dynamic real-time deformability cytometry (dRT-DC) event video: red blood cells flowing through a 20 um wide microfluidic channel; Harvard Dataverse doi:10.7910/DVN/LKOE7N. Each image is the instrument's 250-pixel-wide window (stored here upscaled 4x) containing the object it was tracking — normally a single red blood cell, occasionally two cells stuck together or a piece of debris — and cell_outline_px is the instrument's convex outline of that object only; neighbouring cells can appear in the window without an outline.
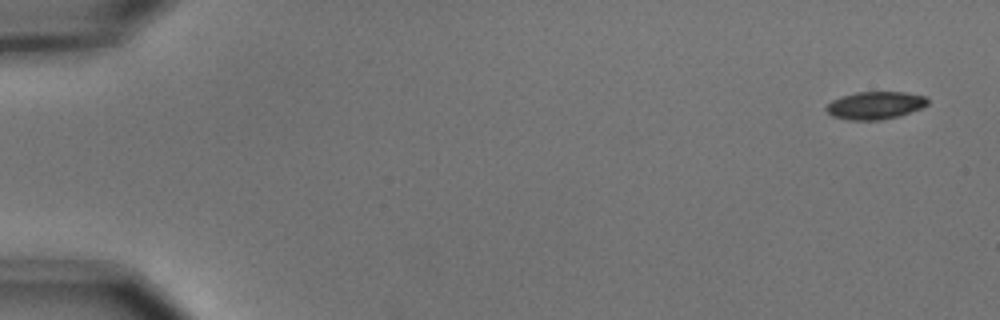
{"species": "common noctule bat (a hibernating species)", "species_latin": "Nyctalus noctula", "temperature_condition": "cold", "stored_images_in_passage": 6, "segment_of_instrument_passage": [1, 2], "camera_frame_rate_fps": 3000, "um_per_image_px": 0.085, "animal": {"sex": "male", "body_mass_g": 15.6}, "frame": {"image": 1, "passage_image": 1, "time_ms": 0.0, "image_size_px": [1000, 320], "cell_outline_px": [[928, 104], [920, 108], [896, 116], [880, 120], [848, 120], [832, 116], [824, 108], [832, 100], [856, 92], [904, 92], [928, 96]], "centroid_in_image_um": [74.38, 8.95], "position_along_channel_um": 10.6, "area_um2": 16.18}}
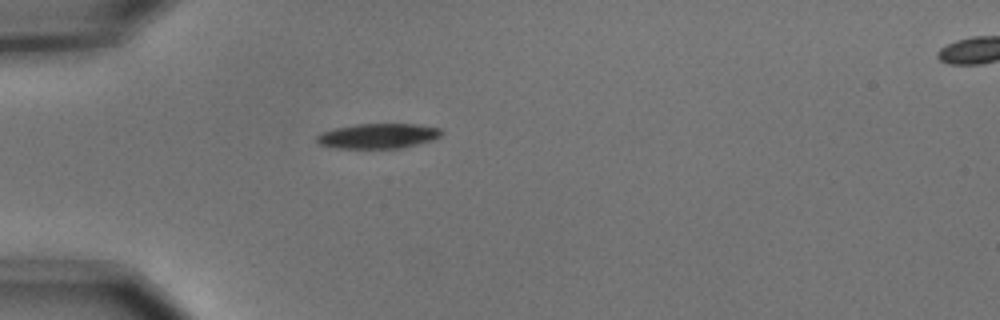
{"frame": {"image": 2, "passage_image": 5, "time_ms": 1.333, "image_size_px": [1000, 320], "cell_outline_px": [[444, 132], [440, 136], [432, 140], [400, 148], [332, 148], [320, 144], [316, 140], [316, 136], [324, 132], [336, 128], [356, 124], [416, 124], [440, 128]], "centroid_in_image_um": [32.15, 11.55], "position_along_channel_um": 52.9, "area_um2": 18.03}}